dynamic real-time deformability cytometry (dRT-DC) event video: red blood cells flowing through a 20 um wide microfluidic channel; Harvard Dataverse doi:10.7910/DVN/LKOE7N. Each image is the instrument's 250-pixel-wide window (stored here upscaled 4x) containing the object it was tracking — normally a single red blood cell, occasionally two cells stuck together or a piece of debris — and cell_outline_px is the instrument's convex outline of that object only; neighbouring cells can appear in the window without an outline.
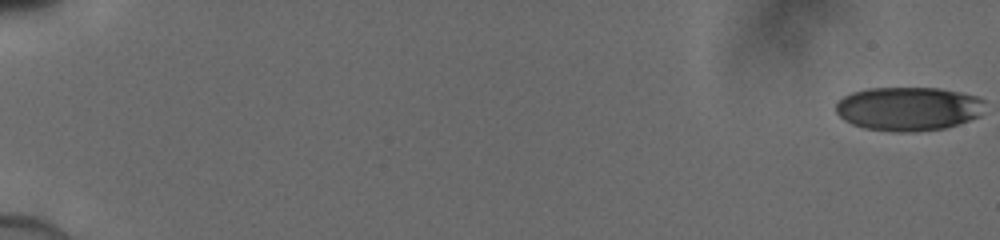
{"species": "human", "species_latin": "Homo sapiens", "temperature_condition": "cold", "stored_images_in_passage": 9, "camera_frame_rate_fps": 3000, "um_per_image_px": 0.085, "donor": {"sex": "male"}, "frame": {"image": 1, "passage_image": 1, "time_ms": 0.0, "image_size_px": [1000, 240], "cell_outline_px": [[972, 116], [964, 120], [952, 124], [936, 128], [872, 128], [856, 124], [848, 120], [836, 108], [840, 100], [856, 92], [880, 88], [932, 88], [968, 96]], "centroid_in_image_um": [76.94, 9.19], "position_along_channel_um": 8.1, "area_um2": 32.89}}